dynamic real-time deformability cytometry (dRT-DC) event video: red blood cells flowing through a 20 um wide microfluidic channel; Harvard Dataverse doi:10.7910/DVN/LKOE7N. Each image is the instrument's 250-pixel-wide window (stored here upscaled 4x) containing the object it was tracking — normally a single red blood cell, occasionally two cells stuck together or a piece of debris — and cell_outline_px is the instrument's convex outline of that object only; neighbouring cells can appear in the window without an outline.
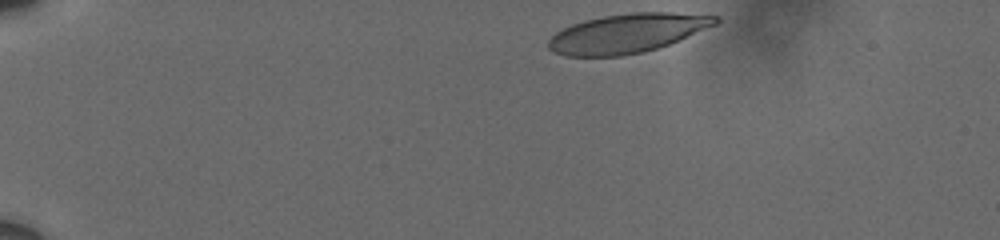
{"species": "human", "species_latin": "Homo sapiens", "temperature_condition": "cold", "stored_images_in_passage": 41, "camera_frame_rate_fps": 3000, "um_per_image_px": 0.085, "donor": {"sex": "male"}, "frame": {"image": 1, "passage_image": 1, "time_ms": 0.0, "image_size_px": [1000, 240], "cell_outline_px": [[720, 20], [716, 24], [668, 44], [644, 52], [620, 56], [564, 56], [552, 52], [548, 48], [548, 40], [556, 32], [572, 24], [584, 20], [604, 16], [632, 12], [672, 12], [720, 16]], "centroid_in_image_um": [53.29, 2.83], "position_along_channel_um": 31.7, "area_um2": 37.92}}
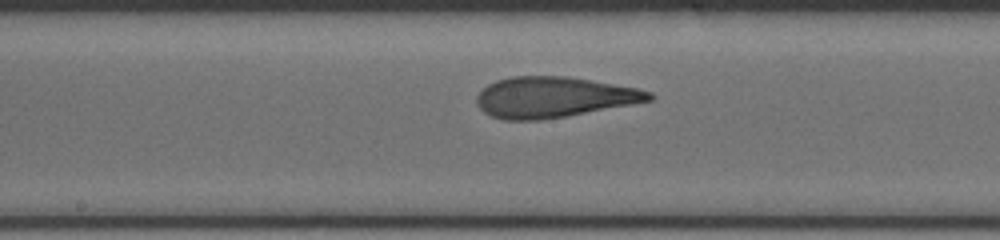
{"frame": {"image": 2, "passage_image": 23, "time_ms": 7.333, "image_size_px": [1000, 240], "cell_outline_px": [[656, 96], [652, 100], [564, 116], [540, 120], [504, 120], [492, 116], [484, 112], [476, 104], [476, 96], [488, 84], [496, 80], [512, 76], [568, 76], [592, 80], [636, 88], [652, 92]], "centroid_in_image_um": [47.03, 8.25], "position_along_channel_um": 201.2, "area_um2": 40.58}}
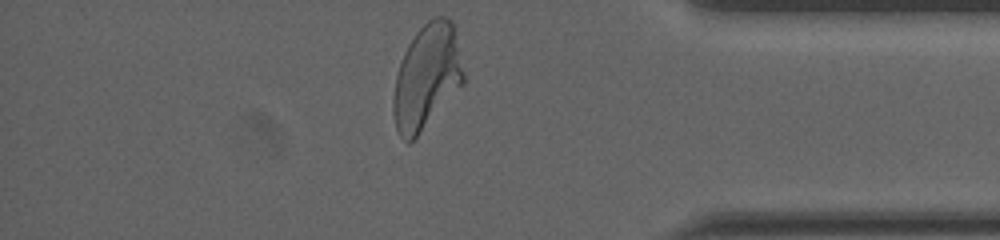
{"frame": {"image": 3, "passage_image": 41, "time_ms": 13.333, "image_size_px": [1000, 240], "cell_outline_px": [[464, 84], [416, 136], [408, 144], [400, 136], [396, 128], [392, 112], [392, 100], [396, 76], [400, 60], [408, 44], [416, 32], [428, 20], [436, 16], [444, 16], [452, 20], [464, 72]], "centroid_in_image_um": [36.26, 6.52], "position_along_channel_um": 398.9, "area_um2": 42.66}, "authors_computed_cell_mechanics": {"area_um2": 40.2288, "velocity_mm_per_s": 3.6017, "shape_relaxation_time_tau1_ms": 5.8442, "shape_relaxation_time_tau2_ms": 1.3159, "deformation_change_tau1": 0.2185, "deformation_change_tau2": 0.094}}